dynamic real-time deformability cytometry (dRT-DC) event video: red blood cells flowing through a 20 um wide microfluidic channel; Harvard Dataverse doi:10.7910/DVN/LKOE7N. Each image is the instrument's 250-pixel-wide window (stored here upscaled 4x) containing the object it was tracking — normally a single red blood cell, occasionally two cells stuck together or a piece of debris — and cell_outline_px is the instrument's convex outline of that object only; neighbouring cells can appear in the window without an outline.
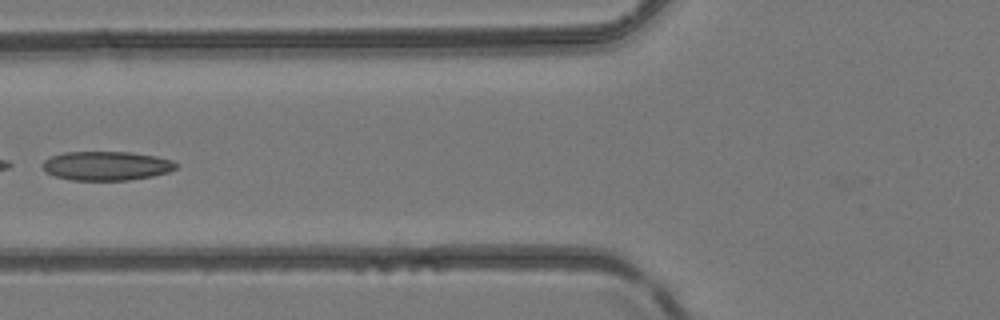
{"species": "common noctule bat (a hibernating species)", "species_latin": "Nyctalus noctula", "temperature_condition": "room temperature", "stored_images_in_passage": 5, "camera_frame_rate_fps": 3000, "um_per_image_px": 0.085, "animal": {"sex": "female", "body_mass_g": 24.6, "forearm_length_mm": 56.2}, "frame": {"image": 1, "passage_image": 4, "time_ms": 4.333, "image_size_px": [1000, 320], "cell_outline_px": [[176, 168], [168, 172], [152, 176], [128, 180], [72, 180], [56, 176], [48, 172], [40, 164], [44, 160], [52, 156], [64, 152], [132, 152], [156, 156], [172, 160], [176, 164]], "centroid_in_image_um": [9.05, 14.09], "position_along_channel_um": 116.8, "area_um2": 22.48}}
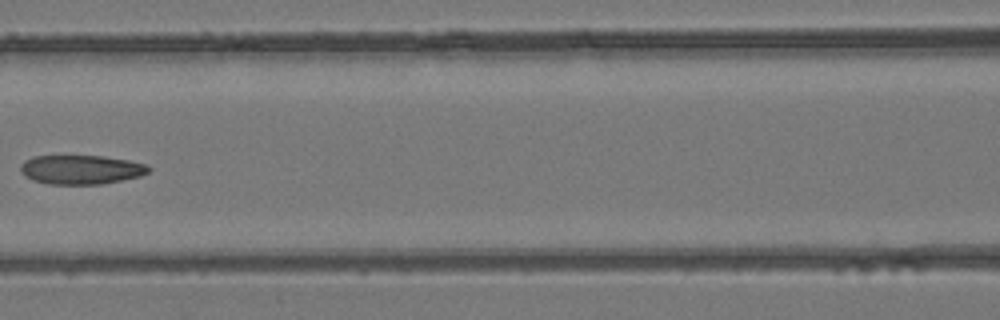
{"frame": {"image": 2, "passage_image": 5, "time_ms": 5.333, "image_size_px": [1000, 320], "cell_outline_px": [[152, 168], [148, 172], [140, 176], [100, 184], [48, 184], [32, 180], [24, 176], [20, 168], [20, 164], [24, 160], [32, 156], [100, 156], [128, 160], [148, 164]], "centroid_in_image_um": [6.87, 14.41], "position_along_channel_um": 159.7, "area_um2": 21.79}}